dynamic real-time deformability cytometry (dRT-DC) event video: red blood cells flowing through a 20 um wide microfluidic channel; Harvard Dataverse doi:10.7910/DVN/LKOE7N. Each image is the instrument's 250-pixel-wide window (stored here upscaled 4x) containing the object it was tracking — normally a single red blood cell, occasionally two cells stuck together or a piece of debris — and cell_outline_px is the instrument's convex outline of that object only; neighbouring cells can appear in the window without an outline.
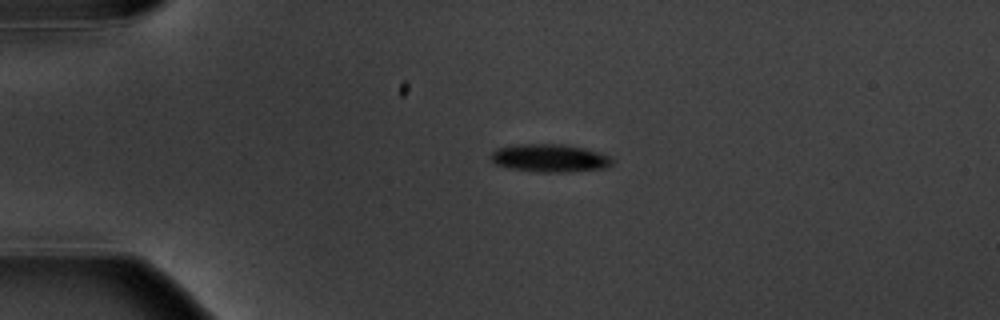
{"species": "common noctule bat (a hibernating species)", "species_latin": "Nyctalus noctula", "temperature_condition": "warm", "stored_images_in_passage": 4, "camera_frame_rate_fps": 3000, "um_per_image_px": 0.085, "animal": {"sex": "male", "body_mass_g": 20.1, "forearm_length_mm": 53.5}, "frame": {"image": 1, "passage_image": 3, "time_ms": 2.333, "image_size_px": [1000, 320], "cell_outline_px": [[616, 160], [612, 164], [604, 168], [568, 172], [536, 172], [508, 168], [496, 164], [492, 160], [492, 152], [496, 148], [516, 144], [564, 144], [584, 148], [600, 152], [612, 156]], "centroid_in_image_um": [46.77, 13.43], "position_along_channel_um": 38.2, "area_um2": 20.0}}